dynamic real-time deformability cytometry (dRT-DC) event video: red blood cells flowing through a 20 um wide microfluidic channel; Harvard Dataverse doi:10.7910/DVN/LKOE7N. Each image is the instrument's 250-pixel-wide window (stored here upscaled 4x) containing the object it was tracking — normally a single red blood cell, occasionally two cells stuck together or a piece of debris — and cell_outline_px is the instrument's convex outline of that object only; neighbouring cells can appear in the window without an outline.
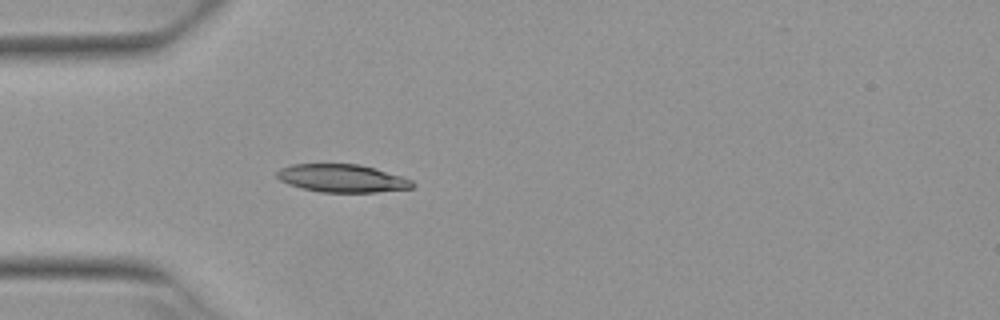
{"species": "Egyptian fruit bat (a non-hibernating species)", "species_latin": "Rousettus aegyptiacus", "temperature_condition": "warm", "stored_images_in_passage": 5, "camera_frame_rate_fps": 3000, "um_per_image_px": 0.085, "animal": {"sex": "female"}, "frame": {"image": 1, "passage_image": 5, "time_ms": 1.333, "image_size_px": [1000, 320], "cell_outline_px": [[416, 184], [412, 188], [376, 192], [320, 192], [288, 184], [280, 180], [276, 176], [276, 172], [280, 168], [292, 164], [360, 164], [400, 176], [412, 180]], "centroid_in_image_um": [29.06, 15.15], "position_along_channel_um": 55.9, "area_um2": 21.91}}